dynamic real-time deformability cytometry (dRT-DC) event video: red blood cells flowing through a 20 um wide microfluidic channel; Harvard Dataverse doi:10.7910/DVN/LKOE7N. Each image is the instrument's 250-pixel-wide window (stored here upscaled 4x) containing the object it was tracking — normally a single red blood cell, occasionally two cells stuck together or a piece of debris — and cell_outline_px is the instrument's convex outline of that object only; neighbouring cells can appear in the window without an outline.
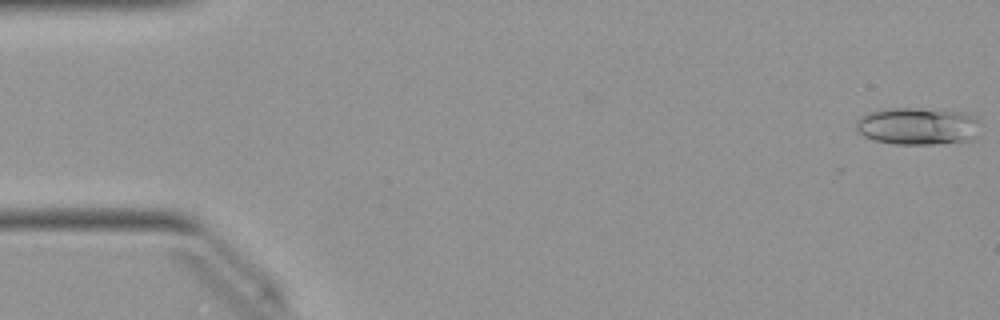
{"species": "Egyptian fruit bat (a non-hibernating species)", "species_latin": "Rousettus aegyptiacus", "temperature_condition": "warm", "stored_images_in_passage": 46, "camera_frame_rate_fps": 3000, "um_per_image_px": 0.085, "animal": {"sex": "female"}, "frame": {"image": 1, "passage_image": 1, "time_ms": 0.0, "image_size_px": [1000, 320], "cell_outline_px": [[980, 120], [972, 140], [932, 144], [892, 144], [872, 140], [856, 132], [856, 120], [860, 116], [868, 112], [884, 108], [940, 108], [960, 112], [976, 116]], "centroid_in_image_um": [77.95, 10.7], "position_along_channel_um": 7.0, "area_um2": 27.51}}
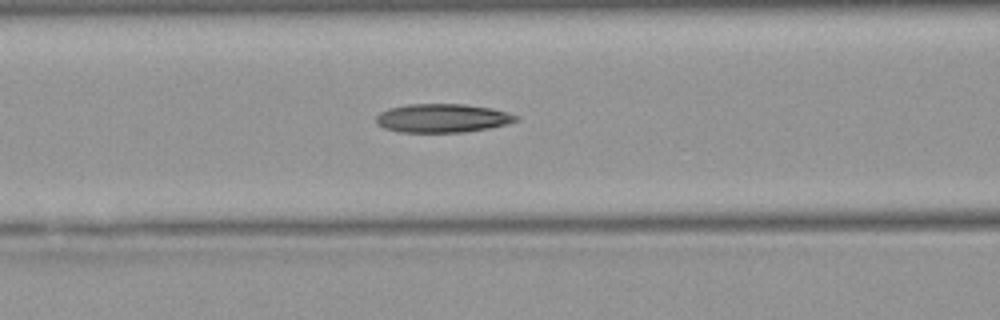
{"frame": {"image": 2, "passage_image": 20, "time_ms": 6.333, "image_size_px": [1000, 320], "cell_outline_px": [[520, 120], [508, 124], [488, 128], [464, 132], [400, 132], [384, 128], [376, 124], [376, 116], [380, 112], [388, 108], [408, 104], [464, 104], [492, 108], [508, 112], [520, 116]], "centroid_in_image_um": [37.63, 10.04], "position_along_channel_um": 129.0, "area_um2": 23.58}}
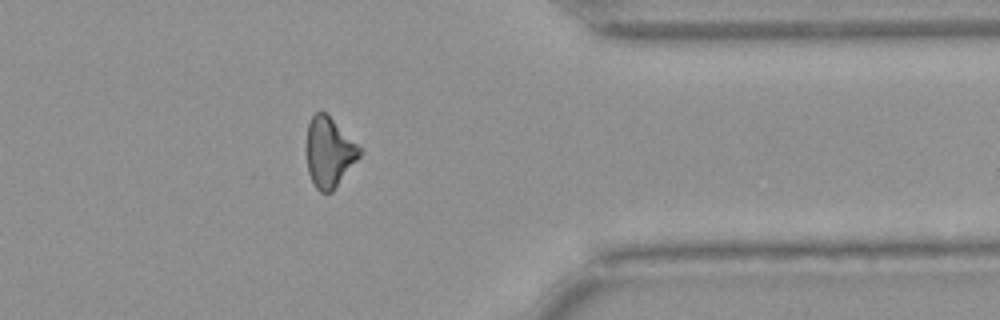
{"frame": {"image": 3, "passage_image": 40, "time_ms": 13.0, "image_size_px": [1000, 320], "cell_outline_px": [[364, 148], [360, 156], [336, 188], [332, 192], [320, 192], [316, 188], [308, 172], [304, 148], [308, 124], [312, 116], [316, 112], [324, 112]], "centroid_in_image_um": [27.97, 12.94], "position_along_channel_um": 383.4, "area_um2": 22.14}}